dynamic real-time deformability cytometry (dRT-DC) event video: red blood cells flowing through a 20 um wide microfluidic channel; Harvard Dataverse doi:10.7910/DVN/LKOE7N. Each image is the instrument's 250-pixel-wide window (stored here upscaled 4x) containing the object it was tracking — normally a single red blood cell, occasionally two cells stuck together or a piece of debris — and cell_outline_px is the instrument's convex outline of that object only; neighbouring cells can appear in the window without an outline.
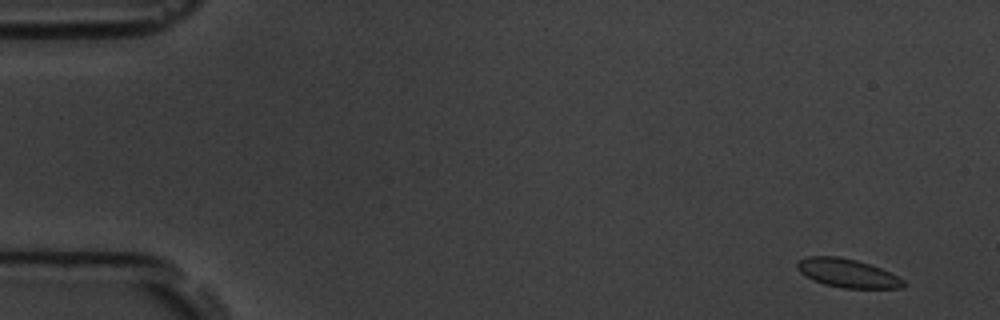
{"species": "common noctule bat (a hibernating species)", "species_latin": "Nyctalus noctula", "temperature_condition": "room temperature", "stored_images_in_passage": 4, "camera_frame_rate_fps": 3000, "um_per_image_px": 0.085, "animal": {"sex": "male", "body_mass_g": 19.5, "forearm_length_mm": 54.6}, "frame": {"image": 1, "passage_image": 1, "time_ms": 0.0, "image_size_px": [1000, 320], "cell_outline_px": [[904, 284], [900, 288], [844, 288], [824, 284], [812, 280], [800, 272], [796, 268], [796, 264], [800, 260], [808, 256], [836, 256], [856, 260], [880, 268], [904, 280]], "centroid_in_image_um": [71.98, 23.22], "position_along_channel_um": 13.0, "area_um2": 17.46}}